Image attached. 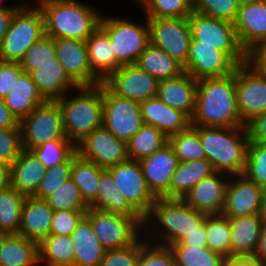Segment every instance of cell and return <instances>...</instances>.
Here are the masks:
<instances>
[{
	"mask_svg": "<svg viewBox=\"0 0 266 266\" xmlns=\"http://www.w3.org/2000/svg\"><path fill=\"white\" fill-rule=\"evenodd\" d=\"M191 126H246L240 117L236 98L235 72L225 77L198 80L196 107Z\"/></svg>",
	"mask_w": 266,
	"mask_h": 266,
	"instance_id": "1",
	"label": "cell"
},
{
	"mask_svg": "<svg viewBox=\"0 0 266 266\" xmlns=\"http://www.w3.org/2000/svg\"><path fill=\"white\" fill-rule=\"evenodd\" d=\"M205 216L183 199L156 198L144 217L143 235L150 243L169 247L196 230L205 221Z\"/></svg>",
	"mask_w": 266,
	"mask_h": 266,
	"instance_id": "2",
	"label": "cell"
},
{
	"mask_svg": "<svg viewBox=\"0 0 266 266\" xmlns=\"http://www.w3.org/2000/svg\"><path fill=\"white\" fill-rule=\"evenodd\" d=\"M44 17L45 35L86 41L99 27L98 8L80 0H34Z\"/></svg>",
	"mask_w": 266,
	"mask_h": 266,
	"instance_id": "3",
	"label": "cell"
},
{
	"mask_svg": "<svg viewBox=\"0 0 266 266\" xmlns=\"http://www.w3.org/2000/svg\"><path fill=\"white\" fill-rule=\"evenodd\" d=\"M73 96L67 93L55 100L61 110L65 137L75 146L103 126V83L79 86Z\"/></svg>",
	"mask_w": 266,
	"mask_h": 266,
	"instance_id": "4",
	"label": "cell"
},
{
	"mask_svg": "<svg viewBox=\"0 0 266 266\" xmlns=\"http://www.w3.org/2000/svg\"><path fill=\"white\" fill-rule=\"evenodd\" d=\"M192 127L198 132L206 159L211 162L216 172L228 175L244 173L250 141L247 126Z\"/></svg>",
	"mask_w": 266,
	"mask_h": 266,
	"instance_id": "5",
	"label": "cell"
},
{
	"mask_svg": "<svg viewBox=\"0 0 266 266\" xmlns=\"http://www.w3.org/2000/svg\"><path fill=\"white\" fill-rule=\"evenodd\" d=\"M43 36V13L35 2L26 0L12 16L0 47V60L20 63L26 51Z\"/></svg>",
	"mask_w": 266,
	"mask_h": 266,
	"instance_id": "6",
	"label": "cell"
},
{
	"mask_svg": "<svg viewBox=\"0 0 266 266\" xmlns=\"http://www.w3.org/2000/svg\"><path fill=\"white\" fill-rule=\"evenodd\" d=\"M143 23L125 17L105 15L99 27L107 34L115 55V71L124 65L136 64L140 54L150 44V29L147 18ZM146 24V25H145Z\"/></svg>",
	"mask_w": 266,
	"mask_h": 266,
	"instance_id": "7",
	"label": "cell"
},
{
	"mask_svg": "<svg viewBox=\"0 0 266 266\" xmlns=\"http://www.w3.org/2000/svg\"><path fill=\"white\" fill-rule=\"evenodd\" d=\"M105 250L134 244L143 235L144 218H133L89 208L85 216Z\"/></svg>",
	"mask_w": 266,
	"mask_h": 266,
	"instance_id": "8",
	"label": "cell"
},
{
	"mask_svg": "<svg viewBox=\"0 0 266 266\" xmlns=\"http://www.w3.org/2000/svg\"><path fill=\"white\" fill-rule=\"evenodd\" d=\"M191 37L199 45L218 46L237 65L246 62V53L240 46L234 24L196 11L188 17Z\"/></svg>",
	"mask_w": 266,
	"mask_h": 266,
	"instance_id": "9",
	"label": "cell"
},
{
	"mask_svg": "<svg viewBox=\"0 0 266 266\" xmlns=\"http://www.w3.org/2000/svg\"><path fill=\"white\" fill-rule=\"evenodd\" d=\"M23 149L31 150L54 139H67L63 131L62 114L56 101L37 106L19 123Z\"/></svg>",
	"mask_w": 266,
	"mask_h": 266,
	"instance_id": "10",
	"label": "cell"
},
{
	"mask_svg": "<svg viewBox=\"0 0 266 266\" xmlns=\"http://www.w3.org/2000/svg\"><path fill=\"white\" fill-rule=\"evenodd\" d=\"M143 126L140 103L117 96L103 83V127L127 143Z\"/></svg>",
	"mask_w": 266,
	"mask_h": 266,
	"instance_id": "11",
	"label": "cell"
},
{
	"mask_svg": "<svg viewBox=\"0 0 266 266\" xmlns=\"http://www.w3.org/2000/svg\"><path fill=\"white\" fill-rule=\"evenodd\" d=\"M150 43L179 62L187 64L191 44V29L188 18H147Z\"/></svg>",
	"mask_w": 266,
	"mask_h": 266,
	"instance_id": "12",
	"label": "cell"
},
{
	"mask_svg": "<svg viewBox=\"0 0 266 266\" xmlns=\"http://www.w3.org/2000/svg\"><path fill=\"white\" fill-rule=\"evenodd\" d=\"M235 87L239 114L247 125L266 111V76L260 75L245 62L236 67Z\"/></svg>",
	"mask_w": 266,
	"mask_h": 266,
	"instance_id": "13",
	"label": "cell"
},
{
	"mask_svg": "<svg viewBox=\"0 0 266 266\" xmlns=\"http://www.w3.org/2000/svg\"><path fill=\"white\" fill-rule=\"evenodd\" d=\"M107 170L111 173L117 189L145 217L156 197L147 187L139 161L128 159Z\"/></svg>",
	"mask_w": 266,
	"mask_h": 266,
	"instance_id": "14",
	"label": "cell"
},
{
	"mask_svg": "<svg viewBox=\"0 0 266 266\" xmlns=\"http://www.w3.org/2000/svg\"><path fill=\"white\" fill-rule=\"evenodd\" d=\"M77 154L103 169L127 161V143L116 138L103 126L95 129L76 145Z\"/></svg>",
	"mask_w": 266,
	"mask_h": 266,
	"instance_id": "15",
	"label": "cell"
},
{
	"mask_svg": "<svg viewBox=\"0 0 266 266\" xmlns=\"http://www.w3.org/2000/svg\"><path fill=\"white\" fill-rule=\"evenodd\" d=\"M266 213L264 189L242 175H230L225 189V217Z\"/></svg>",
	"mask_w": 266,
	"mask_h": 266,
	"instance_id": "16",
	"label": "cell"
},
{
	"mask_svg": "<svg viewBox=\"0 0 266 266\" xmlns=\"http://www.w3.org/2000/svg\"><path fill=\"white\" fill-rule=\"evenodd\" d=\"M103 83L117 96L141 103L156 96L159 80L131 64L120 66Z\"/></svg>",
	"mask_w": 266,
	"mask_h": 266,
	"instance_id": "17",
	"label": "cell"
},
{
	"mask_svg": "<svg viewBox=\"0 0 266 266\" xmlns=\"http://www.w3.org/2000/svg\"><path fill=\"white\" fill-rule=\"evenodd\" d=\"M238 65L218 46L199 45L191 40L184 72L196 80L225 77L235 72Z\"/></svg>",
	"mask_w": 266,
	"mask_h": 266,
	"instance_id": "18",
	"label": "cell"
},
{
	"mask_svg": "<svg viewBox=\"0 0 266 266\" xmlns=\"http://www.w3.org/2000/svg\"><path fill=\"white\" fill-rule=\"evenodd\" d=\"M139 163L152 194L156 198L169 199L170 182L179 163L169 142L152 155L141 159Z\"/></svg>",
	"mask_w": 266,
	"mask_h": 266,
	"instance_id": "19",
	"label": "cell"
},
{
	"mask_svg": "<svg viewBox=\"0 0 266 266\" xmlns=\"http://www.w3.org/2000/svg\"><path fill=\"white\" fill-rule=\"evenodd\" d=\"M55 52L68 76L78 86H95L101 83L91 72L86 41L55 39Z\"/></svg>",
	"mask_w": 266,
	"mask_h": 266,
	"instance_id": "20",
	"label": "cell"
},
{
	"mask_svg": "<svg viewBox=\"0 0 266 266\" xmlns=\"http://www.w3.org/2000/svg\"><path fill=\"white\" fill-rule=\"evenodd\" d=\"M230 175L215 172L195 184L183 200L196 211L206 215L222 214L225 189Z\"/></svg>",
	"mask_w": 266,
	"mask_h": 266,
	"instance_id": "21",
	"label": "cell"
},
{
	"mask_svg": "<svg viewBox=\"0 0 266 266\" xmlns=\"http://www.w3.org/2000/svg\"><path fill=\"white\" fill-rule=\"evenodd\" d=\"M233 24L245 53L266 42V0L241 4Z\"/></svg>",
	"mask_w": 266,
	"mask_h": 266,
	"instance_id": "22",
	"label": "cell"
},
{
	"mask_svg": "<svg viewBox=\"0 0 266 266\" xmlns=\"http://www.w3.org/2000/svg\"><path fill=\"white\" fill-rule=\"evenodd\" d=\"M197 88L198 80L184 72L175 78L159 80L156 96L191 119L196 107Z\"/></svg>",
	"mask_w": 266,
	"mask_h": 266,
	"instance_id": "23",
	"label": "cell"
},
{
	"mask_svg": "<svg viewBox=\"0 0 266 266\" xmlns=\"http://www.w3.org/2000/svg\"><path fill=\"white\" fill-rule=\"evenodd\" d=\"M140 111L145 125L156 127L167 137L191 126V119L183 111L169 107L157 96L141 102Z\"/></svg>",
	"mask_w": 266,
	"mask_h": 266,
	"instance_id": "24",
	"label": "cell"
},
{
	"mask_svg": "<svg viewBox=\"0 0 266 266\" xmlns=\"http://www.w3.org/2000/svg\"><path fill=\"white\" fill-rule=\"evenodd\" d=\"M53 214V209L45 199L26 196L18 234L40 243L50 234Z\"/></svg>",
	"mask_w": 266,
	"mask_h": 266,
	"instance_id": "25",
	"label": "cell"
},
{
	"mask_svg": "<svg viewBox=\"0 0 266 266\" xmlns=\"http://www.w3.org/2000/svg\"><path fill=\"white\" fill-rule=\"evenodd\" d=\"M47 169L31 150L23 149L9 166L10 186L25 196H33Z\"/></svg>",
	"mask_w": 266,
	"mask_h": 266,
	"instance_id": "26",
	"label": "cell"
},
{
	"mask_svg": "<svg viewBox=\"0 0 266 266\" xmlns=\"http://www.w3.org/2000/svg\"><path fill=\"white\" fill-rule=\"evenodd\" d=\"M265 213L228 217L231 256H253L260 238Z\"/></svg>",
	"mask_w": 266,
	"mask_h": 266,
	"instance_id": "27",
	"label": "cell"
},
{
	"mask_svg": "<svg viewBox=\"0 0 266 266\" xmlns=\"http://www.w3.org/2000/svg\"><path fill=\"white\" fill-rule=\"evenodd\" d=\"M39 92L47 101H55L79 86L68 76L61 63L46 64L30 73ZM73 90V91H72Z\"/></svg>",
	"mask_w": 266,
	"mask_h": 266,
	"instance_id": "28",
	"label": "cell"
},
{
	"mask_svg": "<svg viewBox=\"0 0 266 266\" xmlns=\"http://www.w3.org/2000/svg\"><path fill=\"white\" fill-rule=\"evenodd\" d=\"M70 238L74 246V266H100L105 249L86 217L80 221Z\"/></svg>",
	"mask_w": 266,
	"mask_h": 266,
	"instance_id": "29",
	"label": "cell"
},
{
	"mask_svg": "<svg viewBox=\"0 0 266 266\" xmlns=\"http://www.w3.org/2000/svg\"><path fill=\"white\" fill-rule=\"evenodd\" d=\"M39 265V243L19 234L0 235V266Z\"/></svg>",
	"mask_w": 266,
	"mask_h": 266,
	"instance_id": "30",
	"label": "cell"
},
{
	"mask_svg": "<svg viewBox=\"0 0 266 266\" xmlns=\"http://www.w3.org/2000/svg\"><path fill=\"white\" fill-rule=\"evenodd\" d=\"M92 74L103 83L115 72V55L107 34L98 27L86 40Z\"/></svg>",
	"mask_w": 266,
	"mask_h": 266,
	"instance_id": "31",
	"label": "cell"
},
{
	"mask_svg": "<svg viewBox=\"0 0 266 266\" xmlns=\"http://www.w3.org/2000/svg\"><path fill=\"white\" fill-rule=\"evenodd\" d=\"M89 208L133 218H144L117 189L107 169L101 173L96 199L89 205Z\"/></svg>",
	"mask_w": 266,
	"mask_h": 266,
	"instance_id": "32",
	"label": "cell"
},
{
	"mask_svg": "<svg viewBox=\"0 0 266 266\" xmlns=\"http://www.w3.org/2000/svg\"><path fill=\"white\" fill-rule=\"evenodd\" d=\"M215 172L211 162L206 158L179 161L170 182L169 199H183L195 184Z\"/></svg>",
	"mask_w": 266,
	"mask_h": 266,
	"instance_id": "33",
	"label": "cell"
},
{
	"mask_svg": "<svg viewBox=\"0 0 266 266\" xmlns=\"http://www.w3.org/2000/svg\"><path fill=\"white\" fill-rule=\"evenodd\" d=\"M6 106L19 119L47 100L39 92L29 73H23L4 98Z\"/></svg>",
	"mask_w": 266,
	"mask_h": 266,
	"instance_id": "34",
	"label": "cell"
},
{
	"mask_svg": "<svg viewBox=\"0 0 266 266\" xmlns=\"http://www.w3.org/2000/svg\"><path fill=\"white\" fill-rule=\"evenodd\" d=\"M136 65L158 80L175 78L184 73V68L179 62L151 43L140 54Z\"/></svg>",
	"mask_w": 266,
	"mask_h": 266,
	"instance_id": "35",
	"label": "cell"
},
{
	"mask_svg": "<svg viewBox=\"0 0 266 266\" xmlns=\"http://www.w3.org/2000/svg\"><path fill=\"white\" fill-rule=\"evenodd\" d=\"M104 170L94 162L81 158L76 151L72 154L71 179L88 206L96 199L100 176Z\"/></svg>",
	"mask_w": 266,
	"mask_h": 266,
	"instance_id": "36",
	"label": "cell"
},
{
	"mask_svg": "<svg viewBox=\"0 0 266 266\" xmlns=\"http://www.w3.org/2000/svg\"><path fill=\"white\" fill-rule=\"evenodd\" d=\"M40 265L74 266V246L70 235L49 234L39 243Z\"/></svg>",
	"mask_w": 266,
	"mask_h": 266,
	"instance_id": "37",
	"label": "cell"
},
{
	"mask_svg": "<svg viewBox=\"0 0 266 266\" xmlns=\"http://www.w3.org/2000/svg\"><path fill=\"white\" fill-rule=\"evenodd\" d=\"M25 198L11 186L0 192V235L19 233Z\"/></svg>",
	"mask_w": 266,
	"mask_h": 266,
	"instance_id": "38",
	"label": "cell"
},
{
	"mask_svg": "<svg viewBox=\"0 0 266 266\" xmlns=\"http://www.w3.org/2000/svg\"><path fill=\"white\" fill-rule=\"evenodd\" d=\"M168 143V137L159 129L145 125L127 142V155L130 160L140 161Z\"/></svg>",
	"mask_w": 266,
	"mask_h": 266,
	"instance_id": "39",
	"label": "cell"
},
{
	"mask_svg": "<svg viewBox=\"0 0 266 266\" xmlns=\"http://www.w3.org/2000/svg\"><path fill=\"white\" fill-rule=\"evenodd\" d=\"M207 247L223 258L231 257L230 223L223 214L205 216Z\"/></svg>",
	"mask_w": 266,
	"mask_h": 266,
	"instance_id": "40",
	"label": "cell"
},
{
	"mask_svg": "<svg viewBox=\"0 0 266 266\" xmlns=\"http://www.w3.org/2000/svg\"><path fill=\"white\" fill-rule=\"evenodd\" d=\"M146 18H188L193 0H136Z\"/></svg>",
	"mask_w": 266,
	"mask_h": 266,
	"instance_id": "41",
	"label": "cell"
},
{
	"mask_svg": "<svg viewBox=\"0 0 266 266\" xmlns=\"http://www.w3.org/2000/svg\"><path fill=\"white\" fill-rule=\"evenodd\" d=\"M176 266H222L224 258L208 247L170 245Z\"/></svg>",
	"mask_w": 266,
	"mask_h": 266,
	"instance_id": "42",
	"label": "cell"
},
{
	"mask_svg": "<svg viewBox=\"0 0 266 266\" xmlns=\"http://www.w3.org/2000/svg\"><path fill=\"white\" fill-rule=\"evenodd\" d=\"M168 142L180 162L206 158L199 134L192 126L185 131L171 135L168 137Z\"/></svg>",
	"mask_w": 266,
	"mask_h": 266,
	"instance_id": "43",
	"label": "cell"
},
{
	"mask_svg": "<svg viewBox=\"0 0 266 266\" xmlns=\"http://www.w3.org/2000/svg\"><path fill=\"white\" fill-rule=\"evenodd\" d=\"M55 39L43 36L36 41L25 53L20 61L25 73H31L46 64H56Z\"/></svg>",
	"mask_w": 266,
	"mask_h": 266,
	"instance_id": "44",
	"label": "cell"
},
{
	"mask_svg": "<svg viewBox=\"0 0 266 266\" xmlns=\"http://www.w3.org/2000/svg\"><path fill=\"white\" fill-rule=\"evenodd\" d=\"M46 169L65 162L75 151L76 146L68 139H54L31 149Z\"/></svg>",
	"mask_w": 266,
	"mask_h": 266,
	"instance_id": "45",
	"label": "cell"
},
{
	"mask_svg": "<svg viewBox=\"0 0 266 266\" xmlns=\"http://www.w3.org/2000/svg\"><path fill=\"white\" fill-rule=\"evenodd\" d=\"M53 211L72 210L88 211L89 206L83 201L79 188L70 178L54 193L45 199Z\"/></svg>",
	"mask_w": 266,
	"mask_h": 266,
	"instance_id": "46",
	"label": "cell"
},
{
	"mask_svg": "<svg viewBox=\"0 0 266 266\" xmlns=\"http://www.w3.org/2000/svg\"><path fill=\"white\" fill-rule=\"evenodd\" d=\"M243 175L263 189L266 188V143L249 141Z\"/></svg>",
	"mask_w": 266,
	"mask_h": 266,
	"instance_id": "47",
	"label": "cell"
},
{
	"mask_svg": "<svg viewBox=\"0 0 266 266\" xmlns=\"http://www.w3.org/2000/svg\"><path fill=\"white\" fill-rule=\"evenodd\" d=\"M72 155L63 163L48 168L33 197L46 199L71 178Z\"/></svg>",
	"mask_w": 266,
	"mask_h": 266,
	"instance_id": "48",
	"label": "cell"
},
{
	"mask_svg": "<svg viewBox=\"0 0 266 266\" xmlns=\"http://www.w3.org/2000/svg\"><path fill=\"white\" fill-rule=\"evenodd\" d=\"M240 4L236 0H193V11L234 23Z\"/></svg>",
	"mask_w": 266,
	"mask_h": 266,
	"instance_id": "49",
	"label": "cell"
},
{
	"mask_svg": "<svg viewBox=\"0 0 266 266\" xmlns=\"http://www.w3.org/2000/svg\"><path fill=\"white\" fill-rule=\"evenodd\" d=\"M147 242L144 235H142L130 246L105 250L100 266H138L139 251Z\"/></svg>",
	"mask_w": 266,
	"mask_h": 266,
	"instance_id": "50",
	"label": "cell"
},
{
	"mask_svg": "<svg viewBox=\"0 0 266 266\" xmlns=\"http://www.w3.org/2000/svg\"><path fill=\"white\" fill-rule=\"evenodd\" d=\"M138 266H176L172 250L147 242L139 251Z\"/></svg>",
	"mask_w": 266,
	"mask_h": 266,
	"instance_id": "51",
	"label": "cell"
},
{
	"mask_svg": "<svg viewBox=\"0 0 266 266\" xmlns=\"http://www.w3.org/2000/svg\"><path fill=\"white\" fill-rule=\"evenodd\" d=\"M22 150L21 130L0 128V163L10 166Z\"/></svg>",
	"mask_w": 266,
	"mask_h": 266,
	"instance_id": "52",
	"label": "cell"
},
{
	"mask_svg": "<svg viewBox=\"0 0 266 266\" xmlns=\"http://www.w3.org/2000/svg\"><path fill=\"white\" fill-rule=\"evenodd\" d=\"M87 211L61 210L54 211L50 234L71 235Z\"/></svg>",
	"mask_w": 266,
	"mask_h": 266,
	"instance_id": "53",
	"label": "cell"
},
{
	"mask_svg": "<svg viewBox=\"0 0 266 266\" xmlns=\"http://www.w3.org/2000/svg\"><path fill=\"white\" fill-rule=\"evenodd\" d=\"M24 73L19 62L0 60V98L4 99Z\"/></svg>",
	"mask_w": 266,
	"mask_h": 266,
	"instance_id": "54",
	"label": "cell"
},
{
	"mask_svg": "<svg viewBox=\"0 0 266 266\" xmlns=\"http://www.w3.org/2000/svg\"><path fill=\"white\" fill-rule=\"evenodd\" d=\"M246 63L260 75L266 76V42L246 53Z\"/></svg>",
	"mask_w": 266,
	"mask_h": 266,
	"instance_id": "55",
	"label": "cell"
},
{
	"mask_svg": "<svg viewBox=\"0 0 266 266\" xmlns=\"http://www.w3.org/2000/svg\"><path fill=\"white\" fill-rule=\"evenodd\" d=\"M246 126L250 141L266 143V111L256 116Z\"/></svg>",
	"mask_w": 266,
	"mask_h": 266,
	"instance_id": "56",
	"label": "cell"
},
{
	"mask_svg": "<svg viewBox=\"0 0 266 266\" xmlns=\"http://www.w3.org/2000/svg\"><path fill=\"white\" fill-rule=\"evenodd\" d=\"M172 245H184L191 247H207L206 232H205V221L184 237L180 242Z\"/></svg>",
	"mask_w": 266,
	"mask_h": 266,
	"instance_id": "57",
	"label": "cell"
},
{
	"mask_svg": "<svg viewBox=\"0 0 266 266\" xmlns=\"http://www.w3.org/2000/svg\"><path fill=\"white\" fill-rule=\"evenodd\" d=\"M19 119L6 106L4 99L0 98V128L20 129Z\"/></svg>",
	"mask_w": 266,
	"mask_h": 266,
	"instance_id": "58",
	"label": "cell"
},
{
	"mask_svg": "<svg viewBox=\"0 0 266 266\" xmlns=\"http://www.w3.org/2000/svg\"><path fill=\"white\" fill-rule=\"evenodd\" d=\"M222 266H266L252 256H231L224 258Z\"/></svg>",
	"mask_w": 266,
	"mask_h": 266,
	"instance_id": "59",
	"label": "cell"
},
{
	"mask_svg": "<svg viewBox=\"0 0 266 266\" xmlns=\"http://www.w3.org/2000/svg\"><path fill=\"white\" fill-rule=\"evenodd\" d=\"M252 257L266 264V213L264 216L258 245Z\"/></svg>",
	"mask_w": 266,
	"mask_h": 266,
	"instance_id": "60",
	"label": "cell"
},
{
	"mask_svg": "<svg viewBox=\"0 0 266 266\" xmlns=\"http://www.w3.org/2000/svg\"><path fill=\"white\" fill-rule=\"evenodd\" d=\"M16 10L18 9H0V47Z\"/></svg>",
	"mask_w": 266,
	"mask_h": 266,
	"instance_id": "61",
	"label": "cell"
},
{
	"mask_svg": "<svg viewBox=\"0 0 266 266\" xmlns=\"http://www.w3.org/2000/svg\"><path fill=\"white\" fill-rule=\"evenodd\" d=\"M10 186L9 166L0 163V192Z\"/></svg>",
	"mask_w": 266,
	"mask_h": 266,
	"instance_id": "62",
	"label": "cell"
},
{
	"mask_svg": "<svg viewBox=\"0 0 266 266\" xmlns=\"http://www.w3.org/2000/svg\"><path fill=\"white\" fill-rule=\"evenodd\" d=\"M4 0H0V9H19L24 3L25 1H21L20 3H16L15 5H8L6 6L5 4H3Z\"/></svg>",
	"mask_w": 266,
	"mask_h": 266,
	"instance_id": "63",
	"label": "cell"
},
{
	"mask_svg": "<svg viewBox=\"0 0 266 266\" xmlns=\"http://www.w3.org/2000/svg\"><path fill=\"white\" fill-rule=\"evenodd\" d=\"M236 1L241 5V4H244V3H249V2L257 1V0H236Z\"/></svg>",
	"mask_w": 266,
	"mask_h": 266,
	"instance_id": "64",
	"label": "cell"
},
{
	"mask_svg": "<svg viewBox=\"0 0 266 266\" xmlns=\"http://www.w3.org/2000/svg\"><path fill=\"white\" fill-rule=\"evenodd\" d=\"M264 205H265V209H266V188L264 189Z\"/></svg>",
	"mask_w": 266,
	"mask_h": 266,
	"instance_id": "65",
	"label": "cell"
}]
</instances>
